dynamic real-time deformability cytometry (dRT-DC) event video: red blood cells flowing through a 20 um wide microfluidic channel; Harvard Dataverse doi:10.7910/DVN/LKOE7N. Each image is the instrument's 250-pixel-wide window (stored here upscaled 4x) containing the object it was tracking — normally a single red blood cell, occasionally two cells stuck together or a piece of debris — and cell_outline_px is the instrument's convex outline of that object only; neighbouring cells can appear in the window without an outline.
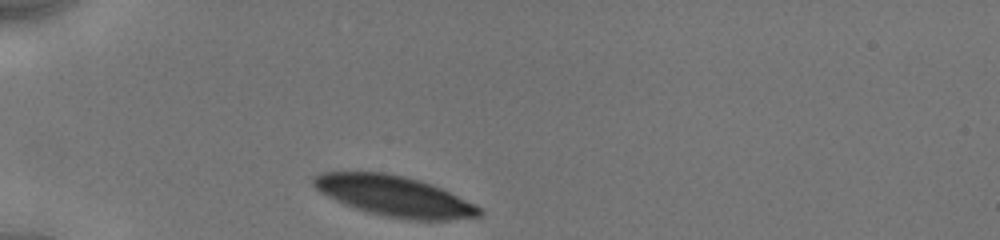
{"species": "human", "species_latin": "Homo sapiens", "temperature_condition": "cold", "stored_images_in_passage": 52, "camera_frame_rate_fps": 3000, "um_per_image_px": 0.085, "donor": {"sex": "male"}, "frame": {"image": 1, "passage_image": 1, "time_ms": 0.0, "image_size_px": [1000, 240], "cell_outline_px": [[484, 216], [448, 220], [412, 220], [384, 216], [368, 212], [344, 204], [320, 192], [312, 184], [312, 176], [320, 172], [384, 172], [404, 176], [420, 180], [432, 184], [476, 204], [484, 212]], "centroid_in_image_um": [33.54, 16.67], "position_along_channel_um": 51.5, "area_um2": 39.25}}
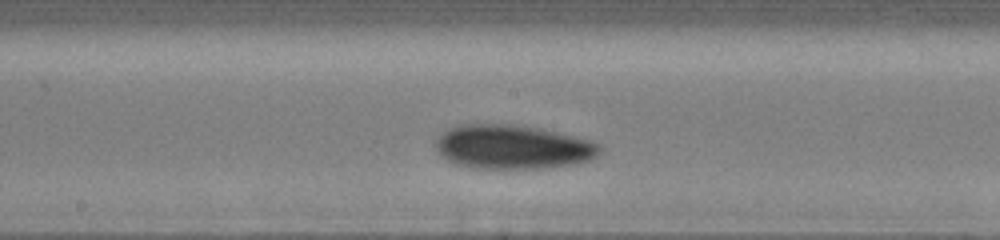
{"frame": {"image": 2, "passage_image": 28, "time_ms": 4.667, "image_size_px": [1000, 240], "cell_outline_px": [[600, 152], [596, 156], [588, 160], [572, 164], [540, 168], [472, 168], [456, 164], [448, 160], [436, 152], [436, 140], [448, 128], [456, 124], [516, 124], [544, 128], [592, 140], [600, 144]], "centroid_in_image_um": [43.58, 12.47], "position_along_channel_um": 204.6, "area_um2": 42.48}}
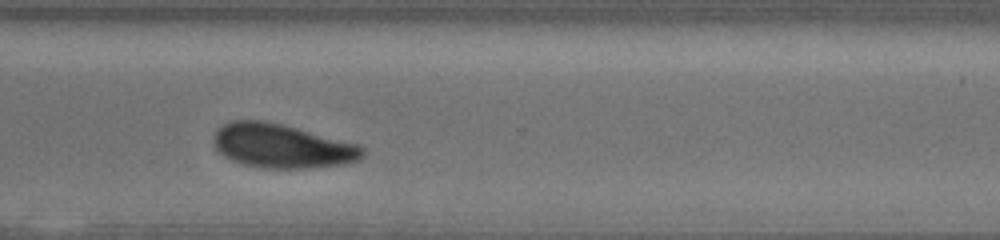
{"frame": {"image": 3, "passage_image": 51, "time_ms": 8.333, "image_size_px": [1000, 240], "cell_outline_px": [[364, 156], [360, 160], [344, 164], [304, 168], [264, 168], [244, 164], [232, 160], [224, 156], [216, 148], [212, 140], [212, 136], [216, 128], [228, 120], [264, 120], [360, 144], [364, 148]], "centroid_in_image_um": [23.94, 12.4], "position_along_channel_um": 346.7, "area_um2": 38.38}}